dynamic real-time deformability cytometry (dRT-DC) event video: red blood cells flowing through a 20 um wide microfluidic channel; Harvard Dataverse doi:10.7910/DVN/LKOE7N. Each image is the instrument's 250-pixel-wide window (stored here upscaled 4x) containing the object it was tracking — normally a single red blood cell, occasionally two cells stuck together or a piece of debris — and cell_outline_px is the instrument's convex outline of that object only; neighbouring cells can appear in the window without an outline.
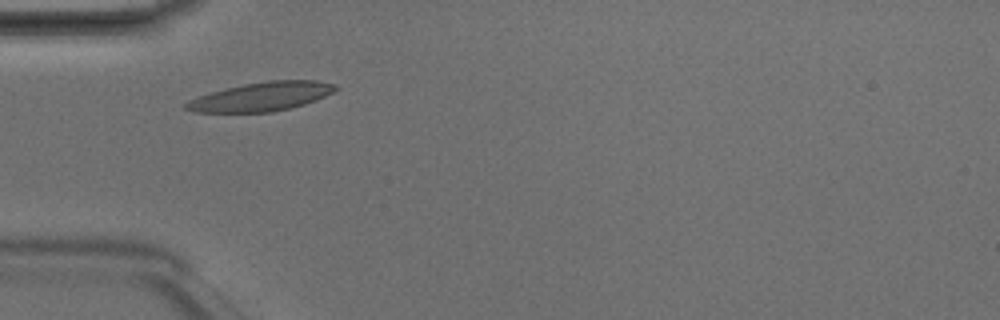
{"species": "Egyptian fruit bat (a non-hibernating species)", "species_latin": "Rousettus aegyptiacus", "temperature_condition": "room temperature", "stored_images_in_passage": 4, "camera_frame_rate_fps": 3000, "um_per_image_px": 0.085, "animal": {"sex": "male"}, "frame": {"image": 1, "passage_image": 2, "time_ms": 0.333, "image_size_px": [1000, 320], "cell_outline_px": [[340, 88], [324, 96], [304, 104], [272, 112], [192, 112], [184, 108], [184, 104], [188, 100], [212, 92], [244, 84], [268, 80], [316, 80], [336, 84]], "centroid_in_image_um": [22.22, 8.21], "position_along_channel_um": 62.8, "area_um2": 24.91}}
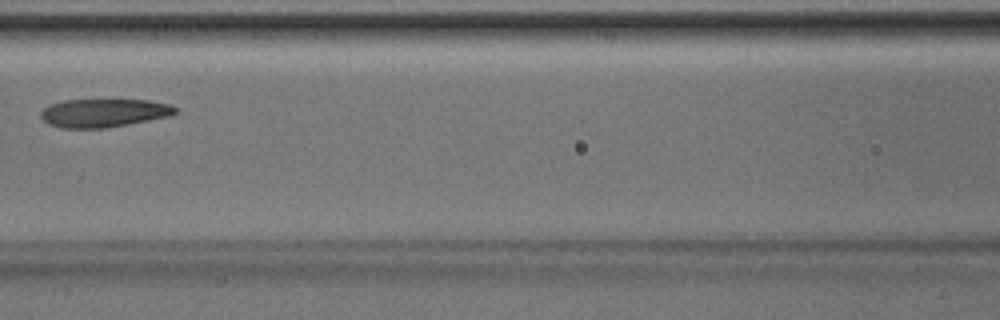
{"frame": {"image": 2, "passage_image": 4, "time_ms": 1.0, "image_size_px": [1000, 320], "cell_outline_px": [[176, 112], [172, 116], [128, 124], [104, 128], [60, 128], [48, 124], [40, 116], [40, 112], [48, 104], [64, 100], [148, 100], [168, 104], [176, 108]], "centroid_in_image_um": [8.79, 9.6], "position_along_channel_um": 157.8, "area_um2": 22.25}}